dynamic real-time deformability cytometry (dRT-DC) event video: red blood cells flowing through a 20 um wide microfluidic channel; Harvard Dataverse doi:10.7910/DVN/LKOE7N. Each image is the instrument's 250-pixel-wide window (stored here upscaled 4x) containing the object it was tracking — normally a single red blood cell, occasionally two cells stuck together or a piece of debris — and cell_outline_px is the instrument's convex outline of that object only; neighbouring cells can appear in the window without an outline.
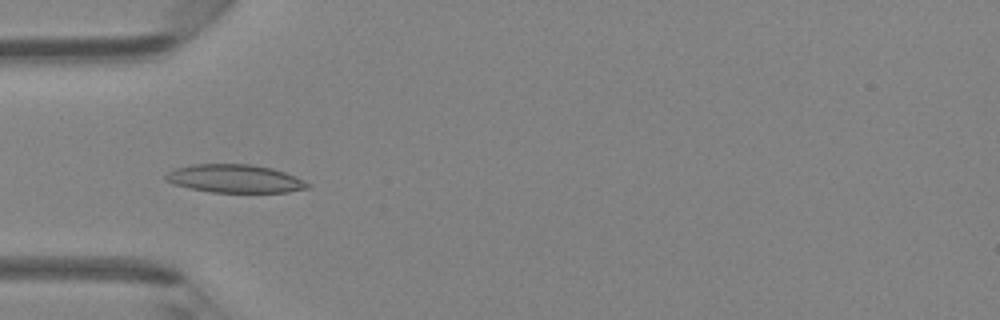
{"species": "Egyptian fruit bat (a non-hibernating species)", "species_latin": "Rousettus aegyptiacus", "temperature_condition": "room temperature", "stored_images_in_passage": 47, "camera_frame_rate_fps": 3000, "um_per_image_px": 0.085, "animal": {"sex": "female"}, "frame": {"image": 1, "passage_image": 15, "time_ms": 4.667, "image_size_px": [1000, 320], "cell_outline_px": [[312, 184], [308, 188], [288, 192], [212, 192], [172, 184], [164, 180], [164, 176], [168, 172], [176, 168], [192, 164], [252, 164], [272, 168], [296, 176]], "centroid_in_image_um": [19.97, 15.18], "position_along_channel_um": 65.0, "area_um2": 23.35}}
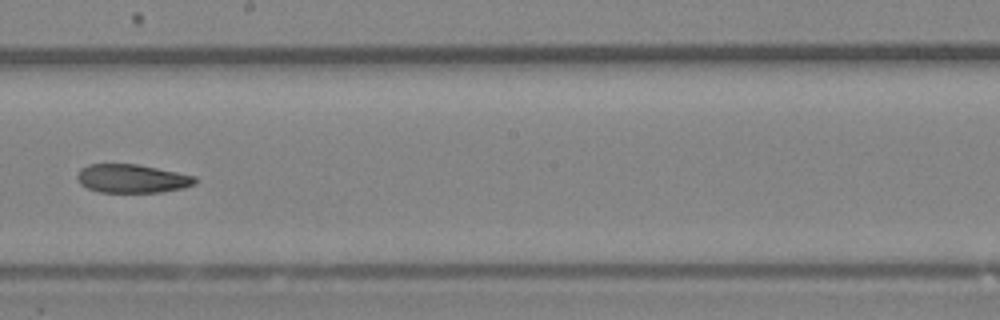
{"frame": {"image": 2, "passage_image": 27, "time_ms": 8.667, "image_size_px": [1000, 320], "cell_outline_px": [[196, 184], [184, 188], [160, 192], [100, 192], [88, 188], [80, 184], [76, 180], [76, 176], [80, 168], [88, 164], [136, 164], [196, 176]], "centroid_in_image_um": [11.2, 15.18], "position_along_channel_um": 237.0, "area_um2": 19.65}}
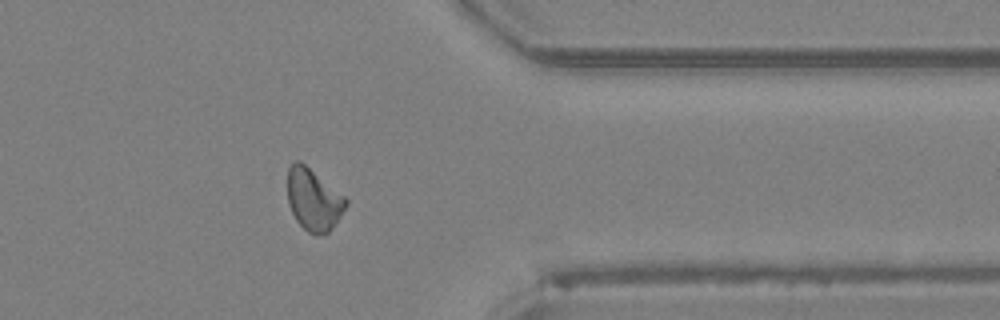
{"frame": {"image": 3, "passage_image": 38, "time_ms": 12.333, "image_size_px": [1000, 320], "cell_outline_px": [[348, 204], [340, 216], [328, 232], [316, 236], [308, 232], [296, 220], [288, 204], [288, 168], [296, 160], [300, 160], [344, 196], [348, 200]], "centroid_in_image_um": [26.64, 16.97], "position_along_channel_um": 384.8, "area_um2": 20.81}}